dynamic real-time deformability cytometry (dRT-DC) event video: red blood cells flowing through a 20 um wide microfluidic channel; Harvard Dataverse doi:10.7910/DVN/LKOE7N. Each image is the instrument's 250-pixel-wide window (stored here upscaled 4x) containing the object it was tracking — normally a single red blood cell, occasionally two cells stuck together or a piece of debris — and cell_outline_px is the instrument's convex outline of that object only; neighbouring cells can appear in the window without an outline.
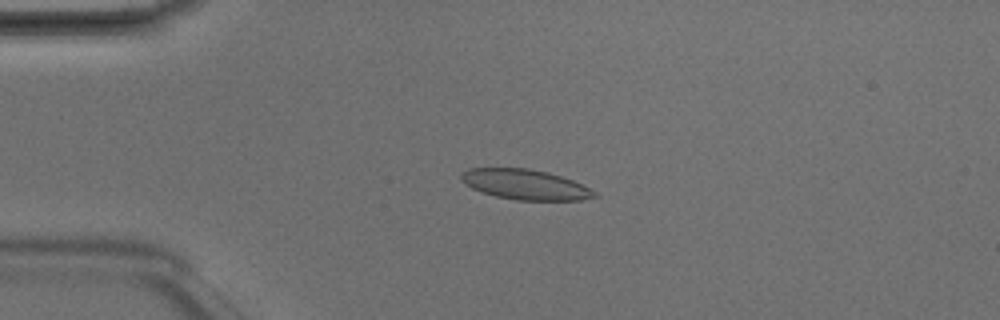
{"species": "Egyptian fruit bat (a non-hibernating species)", "species_latin": "Rousettus aegyptiacus", "temperature_condition": "room temperature", "stored_images_in_passage": 5, "camera_frame_rate_fps": 3000, "um_per_image_px": 0.085, "animal": {"sex": "male"}, "frame": {"image": 1, "passage_image": 4, "time_ms": 1.0, "image_size_px": [1000, 320], "cell_outline_px": [[600, 196], [580, 200], [516, 200], [496, 196], [472, 188], [464, 184], [460, 180], [460, 176], [468, 168], [528, 168], [548, 172], [572, 180], [596, 192]], "centroid_in_image_um": [44.63, 15.68], "position_along_channel_um": 40.4, "area_um2": 23.29}}